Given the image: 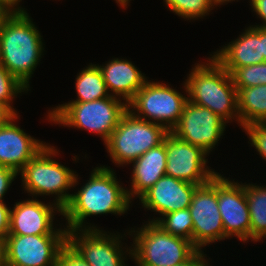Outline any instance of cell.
Listing matches in <instances>:
<instances>
[{
    "mask_svg": "<svg viewBox=\"0 0 266 266\" xmlns=\"http://www.w3.org/2000/svg\"><path fill=\"white\" fill-rule=\"evenodd\" d=\"M88 182L72 194L69 203L62 209L67 220L68 230H97L94 225H86V217L98 214H124L132 201L127 189L117 181L114 170L110 167L93 169Z\"/></svg>",
    "mask_w": 266,
    "mask_h": 266,
    "instance_id": "obj_1",
    "label": "cell"
},
{
    "mask_svg": "<svg viewBox=\"0 0 266 266\" xmlns=\"http://www.w3.org/2000/svg\"><path fill=\"white\" fill-rule=\"evenodd\" d=\"M27 11H12L0 27V65L27 89L44 47Z\"/></svg>",
    "mask_w": 266,
    "mask_h": 266,
    "instance_id": "obj_2",
    "label": "cell"
},
{
    "mask_svg": "<svg viewBox=\"0 0 266 266\" xmlns=\"http://www.w3.org/2000/svg\"><path fill=\"white\" fill-rule=\"evenodd\" d=\"M191 71L184 82L188 100L210 109L226 123L235 118L240 123L237 89L231 74L213 57L206 64L198 63Z\"/></svg>",
    "mask_w": 266,
    "mask_h": 266,
    "instance_id": "obj_3",
    "label": "cell"
},
{
    "mask_svg": "<svg viewBox=\"0 0 266 266\" xmlns=\"http://www.w3.org/2000/svg\"><path fill=\"white\" fill-rule=\"evenodd\" d=\"M110 95L88 102H68L53 108L47 115L54 124H63L100 135L104 143L118 126L128 104Z\"/></svg>",
    "mask_w": 266,
    "mask_h": 266,
    "instance_id": "obj_4",
    "label": "cell"
},
{
    "mask_svg": "<svg viewBox=\"0 0 266 266\" xmlns=\"http://www.w3.org/2000/svg\"><path fill=\"white\" fill-rule=\"evenodd\" d=\"M58 151L46 145L19 172L23 188L33 196L56 195L55 203L63 209L72 194L66 191L78 183V175L54 160Z\"/></svg>",
    "mask_w": 266,
    "mask_h": 266,
    "instance_id": "obj_5",
    "label": "cell"
},
{
    "mask_svg": "<svg viewBox=\"0 0 266 266\" xmlns=\"http://www.w3.org/2000/svg\"><path fill=\"white\" fill-rule=\"evenodd\" d=\"M130 233L134 234V245L126 248V252L129 251L127 255L133 257L136 266H176L197 251L191 241L164 231L155 222L149 221Z\"/></svg>",
    "mask_w": 266,
    "mask_h": 266,
    "instance_id": "obj_6",
    "label": "cell"
},
{
    "mask_svg": "<svg viewBox=\"0 0 266 266\" xmlns=\"http://www.w3.org/2000/svg\"><path fill=\"white\" fill-rule=\"evenodd\" d=\"M168 132L163 125L140 119L128 109L104 145L112 162L123 166L161 144Z\"/></svg>",
    "mask_w": 266,
    "mask_h": 266,
    "instance_id": "obj_7",
    "label": "cell"
},
{
    "mask_svg": "<svg viewBox=\"0 0 266 266\" xmlns=\"http://www.w3.org/2000/svg\"><path fill=\"white\" fill-rule=\"evenodd\" d=\"M187 100L188 97L172 87L147 80L128 103V109L136 117L163 125L171 131L178 124Z\"/></svg>",
    "mask_w": 266,
    "mask_h": 266,
    "instance_id": "obj_8",
    "label": "cell"
},
{
    "mask_svg": "<svg viewBox=\"0 0 266 266\" xmlns=\"http://www.w3.org/2000/svg\"><path fill=\"white\" fill-rule=\"evenodd\" d=\"M193 220L192 244L197 250L225 239L217 198V174L195 190L189 206Z\"/></svg>",
    "mask_w": 266,
    "mask_h": 266,
    "instance_id": "obj_9",
    "label": "cell"
},
{
    "mask_svg": "<svg viewBox=\"0 0 266 266\" xmlns=\"http://www.w3.org/2000/svg\"><path fill=\"white\" fill-rule=\"evenodd\" d=\"M4 241L6 265L56 266L67 234L7 235Z\"/></svg>",
    "mask_w": 266,
    "mask_h": 266,
    "instance_id": "obj_10",
    "label": "cell"
},
{
    "mask_svg": "<svg viewBox=\"0 0 266 266\" xmlns=\"http://www.w3.org/2000/svg\"><path fill=\"white\" fill-rule=\"evenodd\" d=\"M166 175L196 185L209 182L218 172L208 168L205 152L178 138L171 131L165 137Z\"/></svg>",
    "mask_w": 266,
    "mask_h": 266,
    "instance_id": "obj_11",
    "label": "cell"
},
{
    "mask_svg": "<svg viewBox=\"0 0 266 266\" xmlns=\"http://www.w3.org/2000/svg\"><path fill=\"white\" fill-rule=\"evenodd\" d=\"M226 124L210 109L187 100L180 120L171 132L209 154L223 135Z\"/></svg>",
    "mask_w": 266,
    "mask_h": 266,
    "instance_id": "obj_12",
    "label": "cell"
},
{
    "mask_svg": "<svg viewBox=\"0 0 266 266\" xmlns=\"http://www.w3.org/2000/svg\"><path fill=\"white\" fill-rule=\"evenodd\" d=\"M217 198L225 239L235 235L246 243L250 239V212L244 185L217 173Z\"/></svg>",
    "mask_w": 266,
    "mask_h": 266,
    "instance_id": "obj_13",
    "label": "cell"
},
{
    "mask_svg": "<svg viewBox=\"0 0 266 266\" xmlns=\"http://www.w3.org/2000/svg\"><path fill=\"white\" fill-rule=\"evenodd\" d=\"M122 237L120 234L108 235L99 228L67 231V242L90 266H125L123 255L126 252L123 253L120 244Z\"/></svg>",
    "mask_w": 266,
    "mask_h": 266,
    "instance_id": "obj_14",
    "label": "cell"
},
{
    "mask_svg": "<svg viewBox=\"0 0 266 266\" xmlns=\"http://www.w3.org/2000/svg\"><path fill=\"white\" fill-rule=\"evenodd\" d=\"M49 204L37 199L16 202L10 210L8 235L67 234V228L54 229L53 226L54 211L62 215L63 210L55 202Z\"/></svg>",
    "mask_w": 266,
    "mask_h": 266,
    "instance_id": "obj_15",
    "label": "cell"
},
{
    "mask_svg": "<svg viewBox=\"0 0 266 266\" xmlns=\"http://www.w3.org/2000/svg\"><path fill=\"white\" fill-rule=\"evenodd\" d=\"M198 186L164 175L139 199L144 208L163 216L170 212L189 208L192 196Z\"/></svg>",
    "mask_w": 266,
    "mask_h": 266,
    "instance_id": "obj_16",
    "label": "cell"
},
{
    "mask_svg": "<svg viewBox=\"0 0 266 266\" xmlns=\"http://www.w3.org/2000/svg\"><path fill=\"white\" fill-rule=\"evenodd\" d=\"M18 115L0 127V166L15 170L23 167L47 144L27 135L14 124Z\"/></svg>",
    "mask_w": 266,
    "mask_h": 266,
    "instance_id": "obj_17",
    "label": "cell"
},
{
    "mask_svg": "<svg viewBox=\"0 0 266 266\" xmlns=\"http://www.w3.org/2000/svg\"><path fill=\"white\" fill-rule=\"evenodd\" d=\"M239 36L211 55L230 74L236 68L264 62L262 28L250 26Z\"/></svg>",
    "mask_w": 266,
    "mask_h": 266,
    "instance_id": "obj_18",
    "label": "cell"
},
{
    "mask_svg": "<svg viewBox=\"0 0 266 266\" xmlns=\"http://www.w3.org/2000/svg\"><path fill=\"white\" fill-rule=\"evenodd\" d=\"M108 93L115 97H122L128 104L136 93L144 86L146 77L127 59L114 58L104 66H99Z\"/></svg>",
    "mask_w": 266,
    "mask_h": 266,
    "instance_id": "obj_19",
    "label": "cell"
},
{
    "mask_svg": "<svg viewBox=\"0 0 266 266\" xmlns=\"http://www.w3.org/2000/svg\"><path fill=\"white\" fill-rule=\"evenodd\" d=\"M132 182L130 191L127 189L129 200L138 196L140 198L162 176L166 175V147L165 138L156 147L149 149L133 162Z\"/></svg>",
    "mask_w": 266,
    "mask_h": 266,
    "instance_id": "obj_20",
    "label": "cell"
},
{
    "mask_svg": "<svg viewBox=\"0 0 266 266\" xmlns=\"http://www.w3.org/2000/svg\"><path fill=\"white\" fill-rule=\"evenodd\" d=\"M240 126L266 122V85L237 89Z\"/></svg>",
    "mask_w": 266,
    "mask_h": 266,
    "instance_id": "obj_21",
    "label": "cell"
},
{
    "mask_svg": "<svg viewBox=\"0 0 266 266\" xmlns=\"http://www.w3.org/2000/svg\"><path fill=\"white\" fill-rule=\"evenodd\" d=\"M243 185L250 212V239L257 242L266 238V186Z\"/></svg>",
    "mask_w": 266,
    "mask_h": 266,
    "instance_id": "obj_22",
    "label": "cell"
},
{
    "mask_svg": "<svg viewBox=\"0 0 266 266\" xmlns=\"http://www.w3.org/2000/svg\"><path fill=\"white\" fill-rule=\"evenodd\" d=\"M77 99L71 102H88L107 98L108 93L102 72L98 65L90 64L76 77Z\"/></svg>",
    "mask_w": 266,
    "mask_h": 266,
    "instance_id": "obj_23",
    "label": "cell"
},
{
    "mask_svg": "<svg viewBox=\"0 0 266 266\" xmlns=\"http://www.w3.org/2000/svg\"><path fill=\"white\" fill-rule=\"evenodd\" d=\"M164 231L178 237L185 238L192 242L193 220L189 208L170 212L163 215V218H153Z\"/></svg>",
    "mask_w": 266,
    "mask_h": 266,
    "instance_id": "obj_24",
    "label": "cell"
},
{
    "mask_svg": "<svg viewBox=\"0 0 266 266\" xmlns=\"http://www.w3.org/2000/svg\"><path fill=\"white\" fill-rule=\"evenodd\" d=\"M168 8L184 19L203 18L213 9L212 0H164Z\"/></svg>",
    "mask_w": 266,
    "mask_h": 266,
    "instance_id": "obj_25",
    "label": "cell"
},
{
    "mask_svg": "<svg viewBox=\"0 0 266 266\" xmlns=\"http://www.w3.org/2000/svg\"><path fill=\"white\" fill-rule=\"evenodd\" d=\"M231 76L236 89L266 85V61L236 68Z\"/></svg>",
    "mask_w": 266,
    "mask_h": 266,
    "instance_id": "obj_26",
    "label": "cell"
},
{
    "mask_svg": "<svg viewBox=\"0 0 266 266\" xmlns=\"http://www.w3.org/2000/svg\"><path fill=\"white\" fill-rule=\"evenodd\" d=\"M27 89L12 74H10L2 65H0V102L7 104L16 114H18L13 106L12 99Z\"/></svg>",
    "mask_w": 266,
    "mask_h": 266,
    "instance_id": "obj_27",
    "label": "cell"
},
{
    "mask_svg": "<svg viewBox=\"0 0 266 266\" xmlns=\"http://www.w3.org/2000/svg\"><path fill=\"white\" fill-rule=\"evenodd\" d=\"M242 128L249 135L251 146L255 147L262 159L266 161V122H252Z\"/></svg>",
    "mask_w": 266,
    "mask_h": 266,
    "instance_id": "obj_28",
    "label": "cell"
},
{
    "mask_svg": "<svg viewBox=\"0 0 266 266\" xmlns=\"http://www.w3.org/2000/svg\"><path fill=\"white\" fill-rule=\"evenodd\" d=\"M56 266H90L67 242L60 250Z\"/></svg>",
    "mask_w": 266,
    "mask_h": 266,
    "instance_id": "obj_29",
    "label": "cell"
},
{
    "mask_svg": "<svg viewBox=\"0 0 266 266\" xmlns=\"http://www.w3.org/2000/svg\"><path fill=\"white\" fill-rule=\"evenodd\" d=\"M17 175L15 170L0 166V202H4L3 197Z\"/></svg>",
    "mask_w": 266,
    "mask_h": 266,
    "instance_id": "obj_30",
    "label": "cell"
},
{
    "mask_svg": "<svg viewBox=\"0 0 266 266\" xmlns=\"http://www.w3.org/2000/svg\"><path fill=\"white\" fill-rule=\"evenodd\" d=\"M10 210L4 202H0V239L5 240L10 228Z\"/></svg>",
    "mask_w": 266,
    "mask_h": 266,
    "instance_id": "obj_31",
    "label": "cell"
},
{
    "mask_svg": "<svg viewBox=\"0 0 266 266\" xmlns=\"http://www.w3.org/2000/svg\"><path fill=\"white\" fill-rule=\"evenodd\" d=\"M253 11L263 21V25H255L261 28H266V0H251Z\"/></svg>",
    "mask_w": 266,
    "mask_h": 266,
    "instance_id": "obj_32",
    "label": "cell"
},
{
    "mask_svg": "<svg viewBox=\"0 0 266 266\" xmlns=\"http://www.w3.org/2000/svg\"><path fill=\"white\" fill-rule=\"evenodd\" d=\"M202 250H197L188 260L176 266H208Z\"/></svg>",
    "mask_w": 266,
    "mask_h": 266,
    "instance_id": "obj_33",
    "label": "cell"
},
{
    "mask_svg": "<svg viewBox=\"0 0 266 266\" xmlns=\"http://www.w3.org/2000/svg\"><path fill=\"white\" fill-rule=\"evenodd\" d=\"M16 115L7 104L0 102V127L7 124Z\"/></svg>",
    "mask_w": 266,
    "mask_h": 266,
    "instance_id": "obj_34",
    "label": "cell"
},
{
    "mask_svg": "<svg viewBox=\"0 0 266 266\" xmlns=\"http://www.w3.org/2000/svg\"><path fill=\"white\" fill-rule=\"evenodd\" d=\"M22 0H0V3L3 4L9 11H26L24 8L19 7V2ZM16 6V7H15Z\"/></svg>",
    "mask_w": 266,
    "mask_h": 266,
    "instance_id": "obj_35",
    "label": "cell"
},
{
    "mask_svg": "<svg viewBox=\"0 0 266 266\" xmlns=\"http://www.w3.org/2000/svg\"><path fill=\"white\" fill-rule=\"evenodd\" d=\"M0 266H6L5 241L0 239Z\"/></svg>",
    "mask_w": 266,
    "mask_h": 266,
    "instance_id": "obj_36",
    "label": "cell"
},
{
    "mask_svg": "<svg viewBox=\"0 0 266 266\" xmlns=\"http://www.w3.org/2000/svg\"><path fill=\"white\" fill-rule=\"evenodd\" d=\"M10 12L11 11H9L3 4L0 3V27L3 20Z\"/></svg>",
    "mask_w": 266,
    "mask_h": 266,
    "instance_id": "obj_37",
    "label": "cell"
},
{
    "mask_svg": "<svg viewBox=\"0 0 266 266\" xmlns=\"http://www.w3.org/2000/svg\"><path fill=\"white\" fill-rule=\"evenodd\" d=\"M262 53L264 55V62L266 61V28H262Z\"/></svg>",
    "mask_w": 266,
    "mask_h": 266,
    "instance_id": "obj_38",
    "label": "cell"
},
{
    "mask_svg": "<svg viewBox=\"0 0 266 266\" xmlns=\"http://www.w3.org/2000/svg\"><path fill=\"white\" fill-rule=\"evenodd\" d=\"M129 1L130 0H116V3H118L123 8H127L126 6L128 5Z\"/></svg>",
    "mask_w": 266,
    "mask_h": 266,
    "instance_id": "obj_39",
    "label": "cell"
},
{
    "mask_svg": "<svg viewBox=\"0 0 266 266\" xmlns=\"http://www.w3.org/2000/svg\"><path fill=\"white\" fill-rule=\"evenodd\" d=\"M213 1V4L214 6H218L219 4H223V3H226V2H231V1H235V0H212Z\"/></svg>",
    "mask_w": 266,
    "mask_h": 266,
    "instance_id": "obj_40",
    "label": "cell"
}]
</instances>
